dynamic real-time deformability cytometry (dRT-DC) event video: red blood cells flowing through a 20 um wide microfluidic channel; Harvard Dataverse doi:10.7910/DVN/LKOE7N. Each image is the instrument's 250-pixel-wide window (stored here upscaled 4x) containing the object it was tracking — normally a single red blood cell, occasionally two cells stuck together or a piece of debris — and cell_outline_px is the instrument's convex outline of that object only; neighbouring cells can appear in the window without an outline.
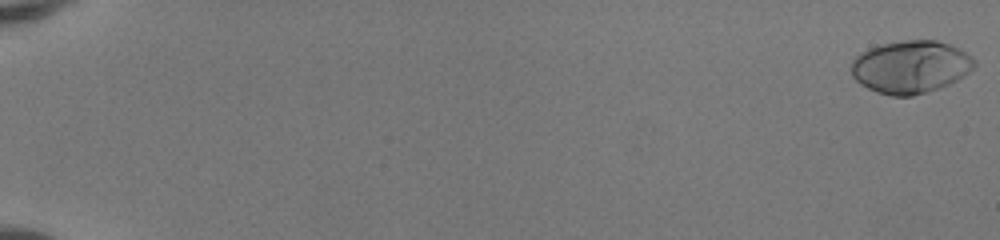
{"species": "human", "species_latin": "Homo sapiens", "temperature_condition": "room temperature", "stored_images_in_passage": 52, "camera_frame_rate_fps": 3000, "um_per_image_px": 0.085, "donor": {"sex": "female"}, "frame": {"image": 1, "passage_image": 1, "time_ms": 0.0, "image_size_px": [1000, 240], "cell_outline_px": [[976, 64], [968, 72], [956, 80], [948, 84], [912, 96], [892, 96], [876, 92], [860, 84], [852, 76], [852, 60], [860, 52], [868, 48], [880, 44], [904, 40], [936, 40], [948, 44], [964, 52], [976, 60]], "centroid_in_image_um": [77.35, 5.67], "position_along_channel_um": 7.6, "area_um2": 37.51}}
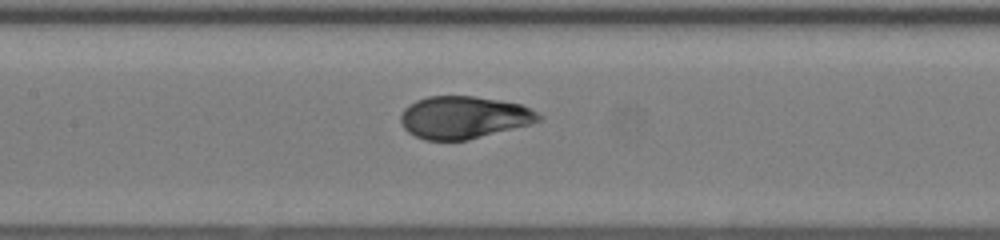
{"frame": {"image": 2, "passage_image": 28, "time_ms": 9.0, "image_size_px": [1000, 240], "cell_outline_px": [[540, 120], [528, 124], [468, 140], [424, 140], [408, 132], [404, 128], [400, 120], [400, 116], [404, 108], [416, 100], [428, 96], [476, 96], [500, 100], [520, 104], [536, 112], [540, 116]], "centroid_in_image_um": [39.36, 9.97], "position_along_channel_um": 168.0, "area_um2": 33.81}}
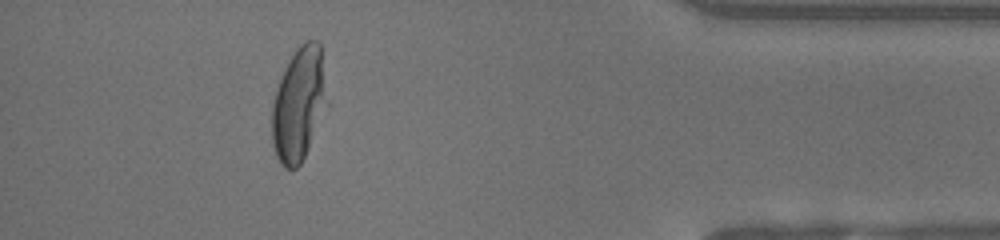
{"frame": {"image": 3, "passage_image": 48, "time_ms": 15.667, "image_size_px": [1000, 240], "cell_outline_px": [[320, 92], [308, 144], [304, 156], [300, 164], [296, 168], [284, 168], [280, 164], [276, 156], [272, 144], [272, 104], [276, 88], [296, 48], [304, 40], [316, 40], [320, 44]], "centroid_in_image_um": [25.19, 8.89], "position_along_channel_um": 410.0, "area_um2": 32.48}, "authors_computed_cell_mechanics": {"area_um2": 35.0846, "velocity_mm_per_s": 4.165, "shape_relaxation_time_tau1_ms": 2.995, "shape_relaxation_time_tau2_ms": null, "deformation_change_tau1": 0.2032, "deformation_change_tau2": null}}